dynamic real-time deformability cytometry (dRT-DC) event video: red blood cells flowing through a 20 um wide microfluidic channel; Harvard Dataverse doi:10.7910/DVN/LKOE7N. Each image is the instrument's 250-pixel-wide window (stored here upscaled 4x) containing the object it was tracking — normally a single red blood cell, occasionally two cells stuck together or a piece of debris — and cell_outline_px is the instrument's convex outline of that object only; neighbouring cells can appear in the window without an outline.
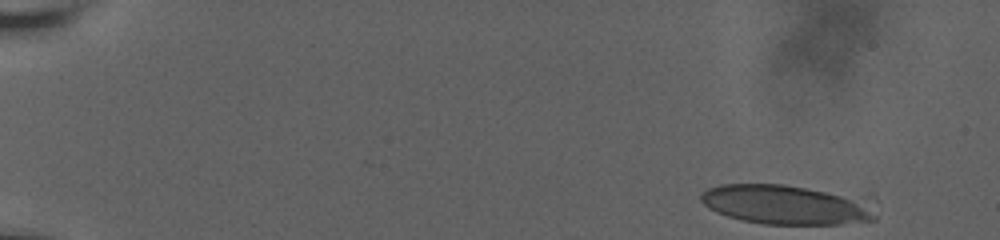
{"species": "human", "species_latin": "Homo sapiens", "temperature_condition": "room temperature", "stored_images_in_passage": 9, "camera_frame_rate_fps": 3000, "um_per_image_px": 0.085, "donor": {"sex": "male"}, "frame": {"image": 1, "passage_image": 1, "time_ms": 0.0, "image_size_px": [1000, 240], "cell_outline_px": [[876, 220], [840, 224], [764, 224], [744, 220], [728, 216], [716, 212], [708, 208], [700, 200], [700, 196], [708, 188], [720, 184], [784, 184], [824, 192], [840, 196], [856, 204], [876, 216]], "centroid_in_image_um": [66.51, 17.41], "position_along_channel_um": 18.5, "area_um2": 37.97}}